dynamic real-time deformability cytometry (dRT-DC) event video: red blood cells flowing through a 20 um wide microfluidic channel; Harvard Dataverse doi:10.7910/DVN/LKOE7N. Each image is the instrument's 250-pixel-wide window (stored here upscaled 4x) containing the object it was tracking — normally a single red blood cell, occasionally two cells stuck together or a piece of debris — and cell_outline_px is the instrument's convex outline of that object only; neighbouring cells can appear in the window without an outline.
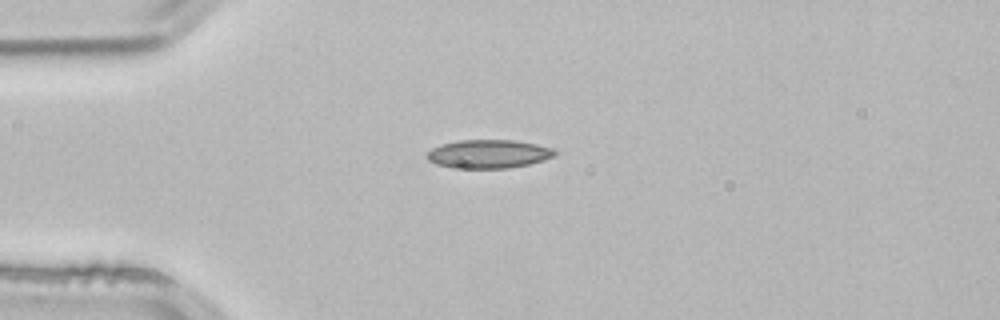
{"species": "common noctule bat (a hibernating species)", "species_latin": "Nyctalus noctula", "temperature_condition": "room temperature", "stored_images_in_passage": 2, "camera_frame_rate_fps": 3000, "um_per_image_px": 0.085, "animal": {"sex": "male", "body_mass_g": 21.5, "forearm_length_mm": 52.0}, "frame": {"image": 1, "passage_image": 1, "time_ms": 0.0, "image_size_px": [1000, 320], "cell_outline_px": [[556, 156], [528, 164], [508, 168], [452, 168], [436, 164], [428, 160], [428, 152], [432, 148], [440, 144], [456, 140], [516, 140], [536, 144], [552, 148], [556, 152]], "centroid_in_image_um": [41.51, 13.08], "position_along_channel_um": 43.5, "area_um2": 21.27}}
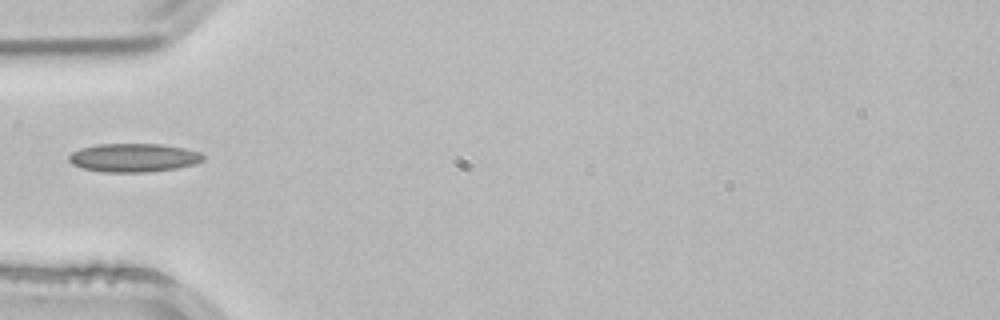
{"frame": {"image": 2, "passage_image": 2, "time_ms": 0.333, "image_size_px": [1000, 320], "cell_outline_px": [[204, 160], [196, 164], [176, 168], [148, 172], [100, 172], [80, 168], [72, 164], [68, 160], [68, 156], [72, 152], [80, 148], [96, 144], [160, 144], [184, 148], [200, 152], [204, 156]], "centroid_in_image_um": [11.33, 13.41], "position_along_channel_um": 73.7, "area_um2": 22.54}}